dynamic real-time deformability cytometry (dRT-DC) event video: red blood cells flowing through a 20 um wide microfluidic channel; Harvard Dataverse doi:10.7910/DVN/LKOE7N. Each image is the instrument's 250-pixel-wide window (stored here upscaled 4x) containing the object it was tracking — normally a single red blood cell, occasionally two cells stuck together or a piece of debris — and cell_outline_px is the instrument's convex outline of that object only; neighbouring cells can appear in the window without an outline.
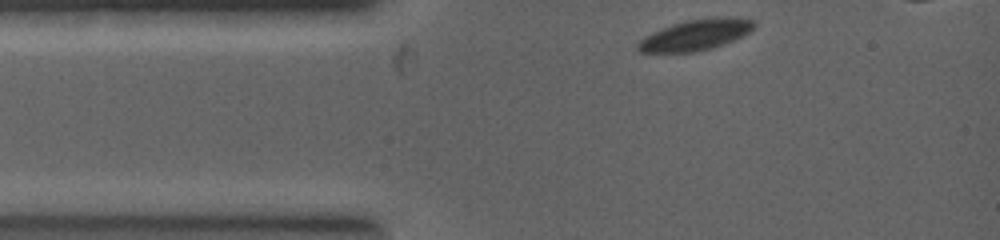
{"species": "common noctule bat (a hibernating species)", "species_latin": "Nyctalus noctula", "temperature_condition": "warm", "stored_images_in_passage": 9, "camera_frame_rate_fps": 5000, "um_per_image_px": 0.085, "animal": {"sex": "female", "body_mass_g": 19.0, "forearm_length_mm": 53.3}, "frame": {"image": 1, "passage_image": 1, "time_ms": 0.0, "image_size_px": [1000, 240], "cell_outline_px": [[756, 24], [748, 32], [732, 40], [708, 48], [692, 52], [640, 52], [636, 48], [636, 44], [644, 36], [664, 28], [688, 20], [752, 20]], "centroid_in_image_um": [58.97, 3.03], "position_along_channel_um": 26.0, "area_um2": 19.19}}
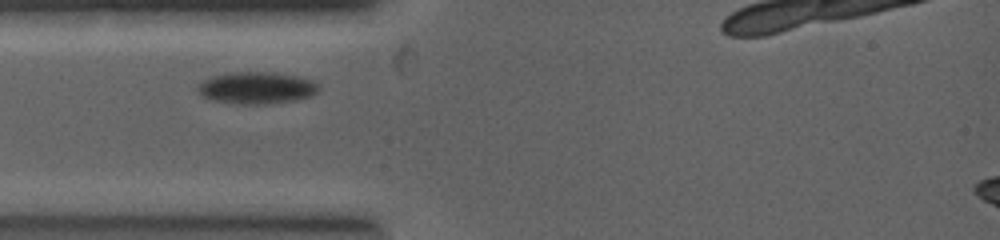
{"frame": {"image": 2, "passage_image": 5, "time_ms": 1.0, "image_size_px": [1000, 240], "cell_outline_px": [[316, 92], [308, 96], [288, 100], [248, 104], [220, 100], [204, 96], [200, 92], [200, 84], [204, 80], [212, 76], [232, 72], [272, 72], [296, 76], [312, 80], [316, 84]], "centroid_in_image_um": [21.81, 7.42], "position_along_channel_um": 63.2, "area_um2": 21.15}}